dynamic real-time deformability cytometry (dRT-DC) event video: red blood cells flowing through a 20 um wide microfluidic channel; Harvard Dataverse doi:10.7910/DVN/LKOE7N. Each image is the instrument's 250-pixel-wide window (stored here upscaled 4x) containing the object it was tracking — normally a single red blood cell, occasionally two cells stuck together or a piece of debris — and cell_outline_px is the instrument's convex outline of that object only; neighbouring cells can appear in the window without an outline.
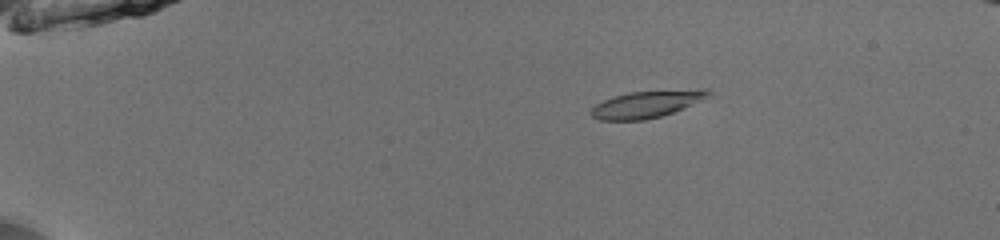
{"species": "common noctule bat (a hibernating species)", "species_latin": "Nyctalus noctula", "temperature_condition": "room temperature", "stored_images_in_passage": 54, "camera_frame_rate_fps": 3000, "um_per_image_px": 0.085, "animal": {"sex": "male", "body_mass_g": 13.0, "forearm_length_mm": 53.1}, "frame": {"image": 1, "passage_image": 12, "time_ms": 3.667, "image_size_px": [1000, 240], "cell_outline_px": [[712, 96], [704, 100], [672, 112], [660, 116], [644, 120], [600, 120], [592, 116], [592, 108], [596, 104], [604, 100], [628, 92], [700, 88], [708, 88], [712, 92]], "centroid_in_image_um": [55.08, 8.83], "position_along_channel_um": 29.9, "area_um2": 18.55}}
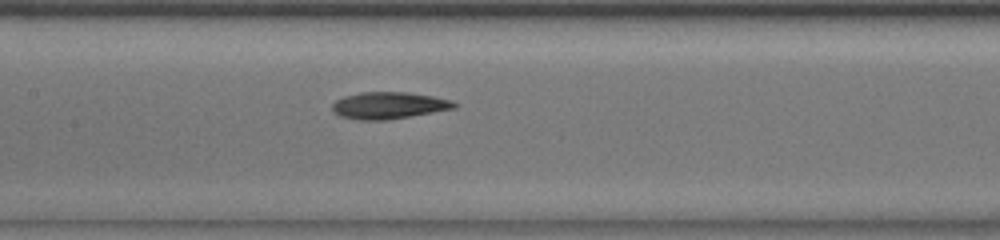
{"frame": {"image": 2, "passage_image": 29, "time_ms": 9.333, "image_size_px": [1000, 240], "cell_outline_px": [[456, 108], [388, 120], [356, 120], [340, 116], [332, 112], [332, 104], [336, 100], [344, 96], [360, 92], [408, 92], [432, 96], [452, 100], [456, 104]], "centroid_in_image_um": [33.01, 8.96], "position_along_channel_um": 174.4, "area_um2": 19.19}}
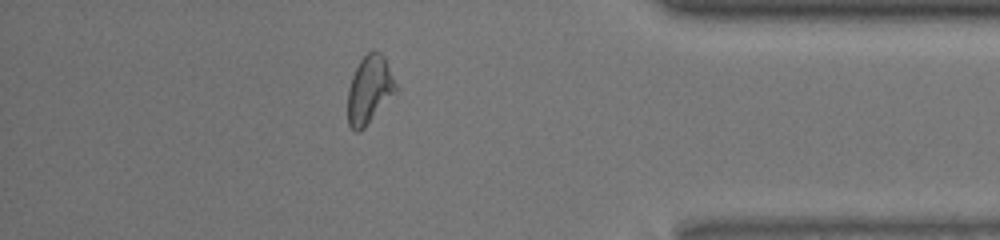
{"frame": {"image": 3, "passage_image": 48, "time_ms": 15.667, "image_size_px": [1000, 240], "cell_outline_px": [[400, 88], [364, 128], [360, 132], [356, 132], [348, 124], [348, 88], [352, 76], [360, 60], [372, 48], [380, 52], [384, 56]], "centroid_in_image_um": [31.43, 7.6], "position_along_channel_um": 403.8, "area_um2": 19.31}, "authors_computed_cell_mechanics": {"area_um2": 18.6694, "velocity_mm_per_s": 3.9667, "shape_relaxation_time_tau1_ms": 4.2623, "shape_relaxation_time_tau2_ms": 4.7272, "deformation_change_tau1": 0.1393, "deformation_change_tau2": 0.1353}}